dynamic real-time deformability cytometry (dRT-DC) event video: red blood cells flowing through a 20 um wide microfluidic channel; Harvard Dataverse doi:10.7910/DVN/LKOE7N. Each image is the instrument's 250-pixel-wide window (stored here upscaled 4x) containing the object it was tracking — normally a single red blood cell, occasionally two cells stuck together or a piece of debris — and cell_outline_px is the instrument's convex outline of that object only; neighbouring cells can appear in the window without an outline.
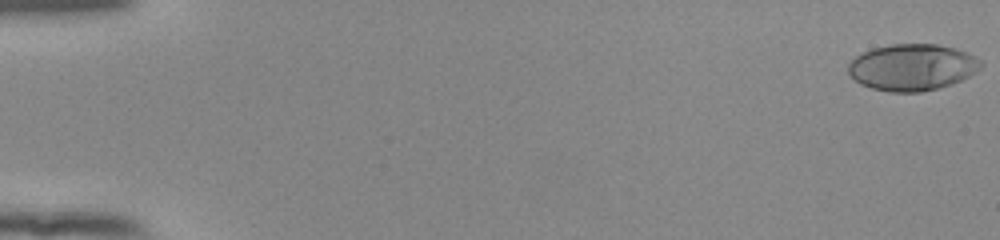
{"species": "human", "species_latin": "Homo sapiens", "temperature_condition": "room temperature", "stored_images_in_passage": 54, "camera_frame_rate_fps": 3000, "um_per_image_px": 0.085, "donor": {"sex": "female"}, "frame": {"image": 1, "passage_image": 1, "time_ms": 0.0, "image_size_px": [1000, 240], "cell_outline_px": [[984, 64], [980, 68], [968, 76], [952, 84], [940, 88], [920, 92], [888, 92], [872, 88], [860, 84], [848, 72], [848, 64], [856, 56], [872, 48], [892, 44], [936, 44], [956, 48], [968, 52], [980, 60]], "centroid_in_image_um": [77.55, 5.72], "position_along_channel_um": 7.5, "area_um2": 36.01}}
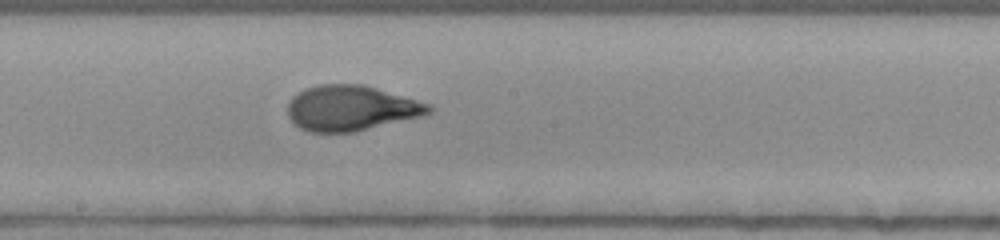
{"frame": {"image": 2, "passage_image": 31, "time_ms": 10.0, "image_size_px": [1000, 240], "cell_outline_px": [[436, 108], [432, 112], [424, 116], [356, 132], [312, 132], [300, 128], [288, 116], [288, 104], [292, 96], [304, 88], [320, 84], [364, 84], [432, 104]], "centroid_in_image_um": [29.9, 9.19], "position_along_channel_um": 218.3, "area_um2": 37.74}}
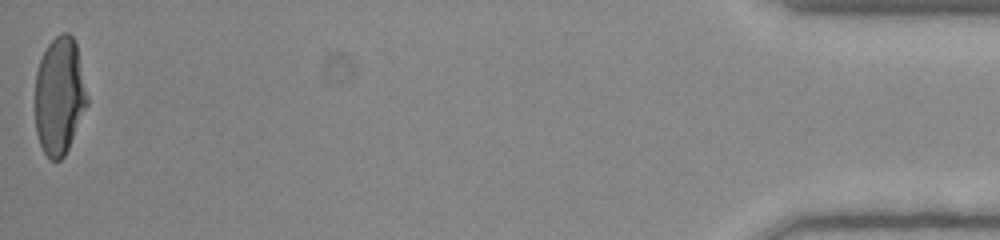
{"frame": {"image": 3, "passage_image": 54, "time_ms": 17.667, "image_size_px": [1000, 240], "cell_outline_px": [[88, 104], [68, 148], [64, 156], [60, 160], [48, 160], [40, 144], [36, 132], [36, 72], [40, 60], [48, 44], [60, 32], [68, 32], [76, 40], [88, 100]], "centroid_in_image_um": [5.06, 8.14], "position_along_channel_um": 430.1, "area_um2": 35.6}, "authors_computed_cell_mechanics": {"area_um2": 36.1539, "velocity_mm_per_s": 3.9189, "shape_relaxation_time_tau1_ms": 6.4598, "shape_relaxation_time_tau2_ms": null, "deformation_change_tau1": 0.2499, "deformation_change_tau2": null}}